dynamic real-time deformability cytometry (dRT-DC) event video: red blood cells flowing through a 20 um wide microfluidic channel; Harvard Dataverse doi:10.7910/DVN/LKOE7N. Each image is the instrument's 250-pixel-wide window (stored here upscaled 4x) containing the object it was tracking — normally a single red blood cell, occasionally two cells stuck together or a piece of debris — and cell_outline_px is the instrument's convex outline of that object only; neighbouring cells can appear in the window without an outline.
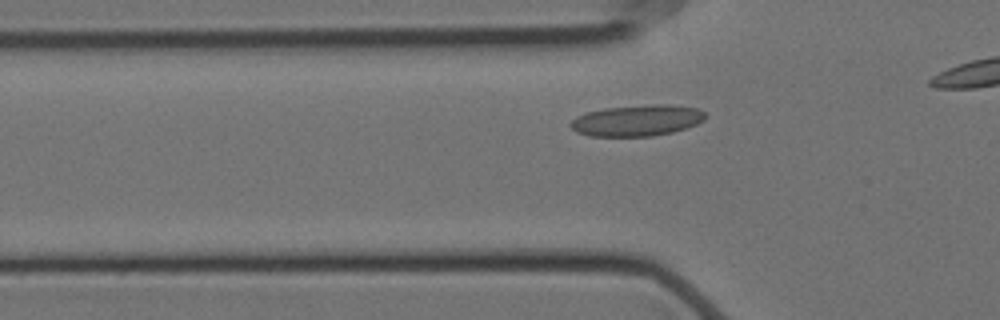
{"species": "Egyptian fruit bat (a non-hibernating species)", "species_latin": "Rousettus aegyptiacus", "temperature_condition": "cold", "stored_images_in_passage": 27, "camera_frame_rate_fps": 3000, "um_per_image_px": 0.085, "animal": {"sex": "female"}, "frame": {"image": 1, "passage_image": 10, "time_ms": 3.0, "image_size_px": [1000, 320], "cell_outline_px": [[704, 120], [696, 124], [672, 132], [652, 136], [588, 136], [576, 132], [568, 124], [576, 116], [588, 112], [604, 108], [652, 104], [668, 104], [696, 108], [704, 112]], "centroid_in_image_um": [54.11, 10.24], "position_along_channel_um": 71.7, "area_um2": 24.39}}
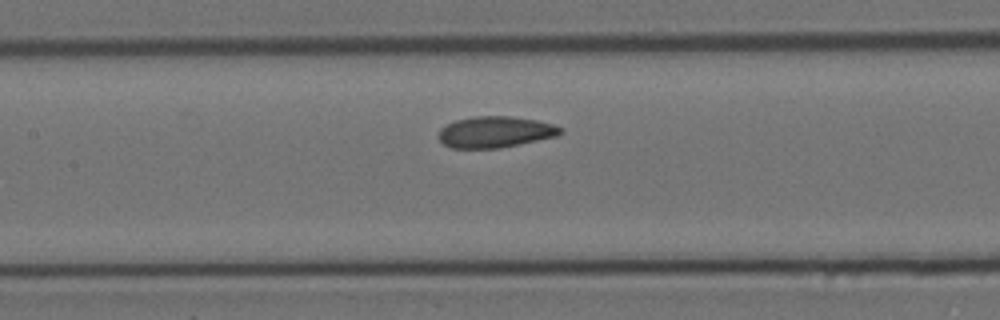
{"frame": {"image": 2, "passage_image": 18, "time_ms": 5.667, "image_size_px": [1000, 320], "cell_outline_px": [[564, 132], [556, 136], [500, 148], [452, 148], [444, 144], [440, 140], [440, 128], [456, 120], [476, 116], [508, 116], [536, 120], [552, 124], [564, 128]], "centroid_in_image_um": [42.12, 11.22], "position_along_channel_um": 165.3, "area_um2": 21.96}}
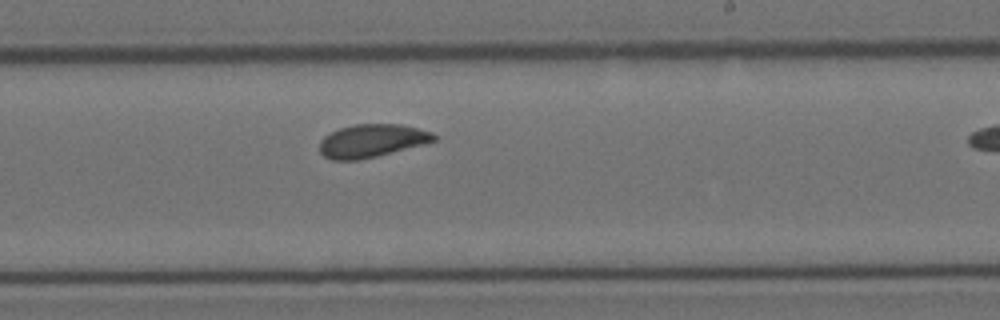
{"frame": {"image": 3, "passage_image": 26, "time_ms": 8.333, "image_size_px": [1000, 320], "cell_outline_px": [[436, 140], [424, 144], [376, 156], [356, 160], [332, 160], [324, 156], [320, 152], [320, 140], [324, 136], [340, 128], [352, 124], [400, 124], [432, 132], [436, 136]], "centroid_in_image_um": [31.58, 11.96], "position_along_channel_um": 257.4, "area_um2": 21.85}}